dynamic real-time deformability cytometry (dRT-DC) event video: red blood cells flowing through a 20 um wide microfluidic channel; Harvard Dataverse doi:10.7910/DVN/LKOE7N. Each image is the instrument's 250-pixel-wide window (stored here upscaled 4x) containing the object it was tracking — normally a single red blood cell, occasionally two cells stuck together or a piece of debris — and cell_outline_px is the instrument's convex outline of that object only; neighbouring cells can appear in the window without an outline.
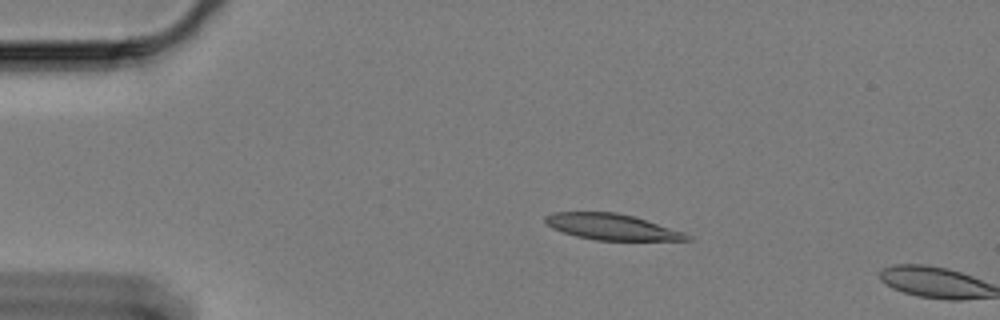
{"species": "Egyptian fruit bat (a non-hibernating species)", "species_latin": "Rousettus aegyptiacus", "temperature_condition": "cold", "stored_images_in_passage": 3, "camera_frame_rate_fps": 3000, "um_per_image_px": 0.085, "animal": {"sex": "female"}, "frame": {"image": 1, "passage_image": 1, "time_ms": 0.0, "image_size_px": [1000, 320], "cell_outline_px": [[692, 240], [596, 240], [576, 236], [552, 228], [544, 220], [544, 216], [552, 212], [616, 212], [632, 216], [684, 232], [692, 236]], "centroid_in_image_um": [51.98, 19.28], "position_along_channel_um": 33.0, "area_um2": 21.21}}